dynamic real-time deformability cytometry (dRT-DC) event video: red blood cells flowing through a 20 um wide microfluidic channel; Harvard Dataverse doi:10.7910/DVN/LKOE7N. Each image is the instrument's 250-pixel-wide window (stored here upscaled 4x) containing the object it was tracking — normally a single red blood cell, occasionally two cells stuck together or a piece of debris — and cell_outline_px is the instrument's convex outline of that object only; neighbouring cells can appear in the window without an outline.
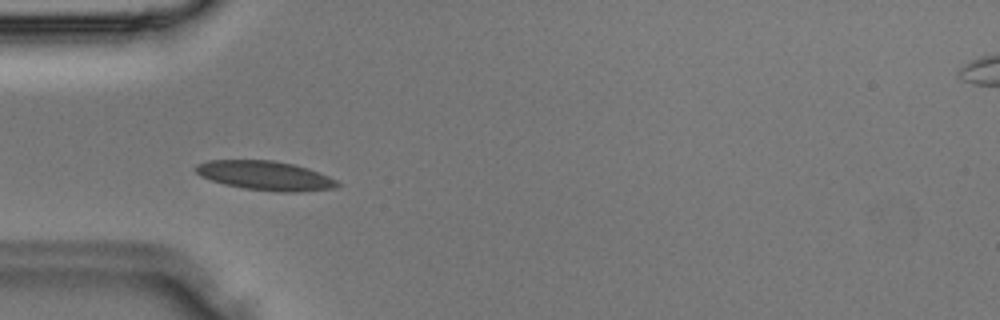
{"species": "Egyptian fruit bat (a non-hibernating species)", "species_latin": "Rousettus aegyptiacus", "temperature_condition": "room temperature", "stored_images_in_passage": 33, "camera_frame_rate_fps": 3000, "um_per_image_px": 0.085, "animal": {"sex": "male"}, "frame": {"image": 1, "passage_image": 8, "time_ms": 2.333, "image_size_px": [1000, 320], "cell_outline_px": [[340, 184], [336, 188], [300, 192], [280, 192], [244, 188], [224, 184], [200, 176], [192, 168], [196, 164], [208, 160], [272, 160], [292, 164], [308, 168], [328, 176], [336, 180]], "centroid_in_image_um": [22.52, 14.92], "position_along_channel_um": 62.5, "area_um2": 24.16}}
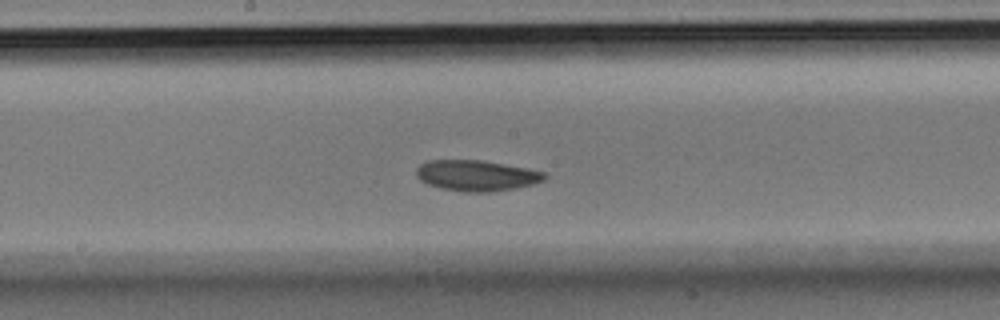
{"frame": {"image": 2, "passage_image": 16, "time_ms": 5.0, "image_size_px": [1000, 320], "cell_outline_px": [[548, 176], [544, 180], [532, 184], [492, 192], [464, 192], [440, 188], [428, 184], [420, 180], [416, 176], [416, 168], [420, 164], [428, 160], [480, 160], [504, 164], [544, 172]], "centroid_in_image_um": [40.46, 14.92], "position_along_channel_um": 207.7, "area_um2": 22.89}}
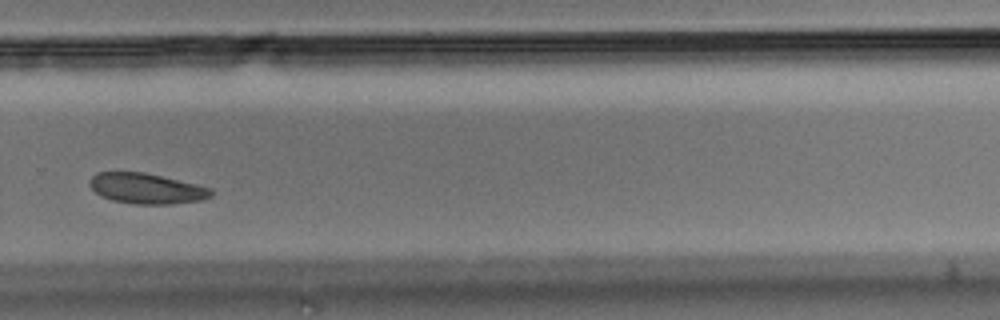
{"frame": {"image": 3, "passage_image": 22, "time_ms": 7.0, "image_size_px": [1000, 320], "cell_outline_px": [[216, 192], [212, 196], [204, 200], [172, 204], [136, 204], [112, 200], [100, 196], [88, 184], [88, 180], [96, 172], [144, 172], [196, 184], [212, 188]], "centroid_in_image_um": [12.48, 16.03], "position_along_channel_um": 317.3, "area_um2": 21.79}}